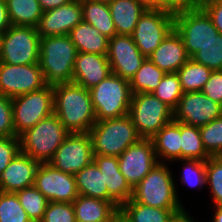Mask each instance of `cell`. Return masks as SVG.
<instances>
[{"mask_svg": "<svg viewBox=\"0 0 222 222\" xmlns=\"http://www.w3.org/2000/svg\"><path fill=\"white\" fill-rule=\"evenodd\" d=\"M169 222H195L194 218L187 213L185 208L177 212Z\"/></svg>", "mask_w": 222, "mask_h": 222, "instance_id": "50", "label": "cell"}, {"mask_svg": "<svg viewBox=\"0 0 222 222\" xmlns=\"http://www.w3.org/2000/svg\"><path fill=\"white\" fill-rule=\"evenodd\" d=\"M93 162L104 175L108 195L120 207L132 198L133 188L120 172L118 157L94 154Z\"/></svg>", "mask_w": 222, "mask_h": 222, "instance_id": "22", "label": "cell"}, {"mask_svg": "<svg viewBox=\"0 0 222 222\" xmlns=\"http://www.w3.org/2000/svg\"><path fill=\"white\" fill-rule=\"evenodd\" d=\"M0 222H32L16 193L0 191Z\"/></svg>", "mask_w": 222, "mask_h": 222, "instance_id": "37", "label": "cell"}, {"mask_svg": "<svg viewBox=\"0 0 222 222\" xmlns=\"http://www.w3.org/2000/svg\"><path fill=\"white\" fill-rule=\"evenodd\" d=\"M173 28V13L147 8L140 16L131 36L142 55L148 58Z\"/></svg>", "mask_w": 222, "mask_h": 222, "instance_id": "11", "label": "cell"}, {"mask_svg": "<svg viewBox=\"0 0 222 222\" xmlns=\"http://www.w3.org/2000/svg\"><path fill=\"white\" fill-rule=\"evenodd\" d=\"M76 222H111L119 209L110 201L79 195L72 202Z\"/></svg>", "mask_w": 222, "mask_h": 222, "instance_id": "24", "label": "cell"}, {"mask_svg": "<svg viewBox=\"0 0 222 222\" xmlns=\"http://www.w3.org/2000/svg\"><path fill=\"white\" fill-rule=\"evenodd\" d=\"M165 74L149 58H145L141 67L129 81L132 94L152 93Z\"/></svg>", "mask_w": 222, "mask_h": 222, "instance_id": "31", "label": "cell"}, {"mask_svg": "<svg viewBox=\"0 0 222 222\" xmlns=\"http://www.w3.org/2000/svg\"><path fill=\"white\" fill-rule=\"evenodd\" d=\"M191 59L212 71L222 70V34L219 33L202 46Z\"/></svg>", "mask_w": 222, "mask_h": 222, "instance_id": "36", "label": "cell"}, {"mask_svg": "<svg viewBox=\"0 0 222 222\" xmlns=\"http://www.w3.org/2000/svg\"><path fill=\"white\" fill-rule=\"evenodd\" d=\"M83 21V8L80 0L43 12L36 27L41 38L69 35L70 31Z\"/></svg>", "mask_w": 222, "mask_h": 222, "instance_id": "18", "label": "cell"}, {"mask_svg": "<svg viewBox=\"0 0 222 222\" xmlns=\"http://www.w3.org/2000/svg\"><path fill=\"white\" fill-rule=\"evenodd\" d=\"M172 173L167 164L158 163L133 188L132 199L143 205L160 209H183Z\"/></svg>", "mask_w": 222, "mask_h": 222, "instance_id": "4", "label": "cell"}, {"mask_svg": "<svg viewBox=\"0 0 222 222\" xmlns=\"http://www.w3.org/2000/svg\"><path fill=\"white\" fill-rule=\"evenodd\" d=\"M75 179L79 195L110 201L120 209V206L108 195L104 175L93 161L77 172Z\"/></svg>", "mask_w": 222, "mask_h": 222, "instance_id": "26", "label": "cell"}, {"mask_svg": "<svg viewBox=\"0 0 222 222\" xmlns=\"http://www.w3.org/2000/svg\"><path fill=\"white\" fill-rule=\"evenodd\" d=\"M129 115L141 138L151 139L174 120V111L152 93L132 94Z\"/></svg>", "mask_w": 222, "mask_h": 222, "instance_id": "8", "label": "cell"}, {"mask_svg": "<svg viewBox=\"0 0 222 222\" xmlns=\"http://www.w3.org/2000/svg\"><path fill=\"white\" fill-rule=\"evenodd\" d=\"M87 1H94V2H100V3H110L113 0H87Z\"/></svg>", "mask_w": 222, "mask_h": 222, "instance_id": "53", "label": "cell"}, {"mask_svg": "<svg viewBox=\"0 0 222 222\" xmlns=\"http://www.w3.org/2000/svg\"><path fill=\"white\" fill-rule=\"evenodd\" d=\"M54 113L70 133L89 132L96 123L90 90L76 83L53 85Z\"/></svg>", "mask_w": 222, "mask_h": 222, "instance_id": "1", "label": "cell"}, {"mask_svg": "<svg viewBox=\"0 0 222 222\" xmlns=\"http://www.w3.org/2000/svg\"><path fill=\"white\" fill-rule=\"evenodd\" d=\"M151 140L159 163H164V160L175 162L181 159V122L172 120L163 126Z\"/></svg>", "mask_w": 222, "mask_h": 222, "instance_id": "25", "label": "cell"}, {"mask_svg": "<svg viewBox=\"0 0 222 222\" xmlns=\"http://www.w3.org/2000/svg\"><path fill=\"white\" fill-rule=\"evenodd\" d=\"M77 52L106 55L109 38L84 21L78 23L69 33Z\"/></svg>", "mask_w": 222, "mask_h": 222, "instance_id": "27", "label": "cell"}, {"mask_svg": "<svg viewBox=\"0 0 222 222\" xmlns=\"http://www.w3.org/2000/svg\"><path fill=\"white\" fill-rule=\"evenodd\" d=\"M179 161H182L184 168L180 177L182 183L199 189L206 185V161L190 159H179Z\"/></svg>", "mask_w": 222, "mask_h": 222, "instance_id": "40", "label": "cell"}, {"mask_svg": "<svg viewBox=\"0 0 222 222\" xmlns=\"http://www.w3.org/2000/svg\"><path fill=\"white\" fill-rule=\"evenodd\" d=\"M46 85L39 63L10 65L0 62V94L12 99Z\"/></svg>", "mask_w": 222, "mask_h": 222, "instance_id": "13", "label": "cell"}, {"mask_svg": "<svg viewBox=\"0 0 222 222\" xmlns=\"http://www.w3.org/2000/svg\"><path fill=\"white\" fill-rule=\"evenodd\" d=\"M69 134L53 113L19 136L20 152L41 163H48Z\"/></svg>", "mask_w": 222, "mask_h": 222, "instance_id": "5", "label": "cell"}, {"mask_svg": "<svg viewBox=\"0 0 222 222\" xmlns=\"http://www.w3.org/2000/svg\"><path fill=\"white\" fill-rule=\"evenodd\" d=\"M19 152L18 136L0 137V175Z\"/></svg>", "mask_w": 222, "mask_h": 222, "instance_id": "43", "label": "cell"}, {"mask_svg": "<svg viewBox=\"0 0 222 222\" xmlns=\"http://www.w3.org/2000/svg\"><path fill=\"white\" fill-rule=\"evenodd\" d=\"M219 33L222 34V0H213L202 6Z\"/></svg>", "mask_w": 222, "mask_h": 222, "instance_id": "45", "label": "cell"}, {"mask_svg": "<svg viewBox=\"0 0 222 222\" xmlns=\"http://www.w3.org/2000/svg\"><path fill=\"white\" fill-rule=\"evenodd\" d=\"M112 74L106 55L77 52L72 82L91 89Z\"/></svg>", "mask_w": 222, "mask_h": 222, "instance_id": "20", "label": "cell"}, {"mask_svg": "<svg viewBox=\"0 0 222 222\" xmlns=\"http://www.w3.org/2000/svg\"><path fill=\"white\" fill-rule=\"evenodd\" d=\"M182 209H160L135 202L132 198L119 211L129 222H169Z\"/></svg>", "mask_w": 222, "mask_h": 222, "instance_id": "28", "label": "cell"}, {"mask_svg": "<svg viewBox=\"0 0 222 222\" xmlns=\"http://www.w3.org/2000/svg\"><path fill=\"white\" fill-rule=\"evenodd\" d=\"M215 215L212 218V222H222V206H215Z\"/></svg>", "mask_w": 222, "mask_h": 222, "instance_id": "51", "label": "cell"}, {"mask_svg": "<svg viewBox=\"0 0 222 222\" xmlns=\"http://www.w3.org/2000/svg\"><path fill=\"white\" fill-rule=\"evenodd\" d=\"M148 58L165 73H177L190 59L182 38L174 28Z\"/></svg>", "mask_w": 222, "mask_h": 222, "instance_id": "21", "label": "cell"}, {"mask_svg": "<svg viewBox=\"0 0 222 222\" xmlns=\"http://www.w3.org/2000/svg\"><path fill=\"white\" fill-rule=\"evenodd\" d=\"M83 8V21L97 28L101 34L111 38L116 35L114 22L108 3L80 0Z\"/></svg>", "mask_w": 222, "mask_h": 222, "instance_id": "30", "label": "cell"}, {"mask_svg": "<svg viewBox=\"0 0 222 222\" xmlns=\"http://www.w3.org/2000/svg\"><path fill=\"white\" fill-rule=\"evenodd\" d=\"M42 10L47 11L73 2L74 0H38Z\"/></svg>", "mask_w": 222, "mask_h": 222, "instance_id": "48", "label": "cell"}, {"mask_svg": "<svg viewBox=\"0 0 222 222\" xmlns=\"http://www.w3.org/2000/svg\"><path fill=\"white\" fill-rule=\"evenodd\" d=\"M212 70L206 66L194 62L191 58L177 71L180 78L182 91H202L209 80Z\"/></svg>", "mask_w": 222, "mask_h": 222, "instance_id": "32", "label": "cell"}, {"mask_svg": "<svg viewBox=\"0 0 222 222\" xmlns=\"http://www.w3.org/2000/svg\"><path fill=\"white\" fill-rule=\"evenodd\" d=\"M15 193L30 220L40 222L49 202L46 197L35 186L24 188Z\"/></svg>", "mask_w": 222, "mask_h": 222, "instance_id": "34", "label": "cell"}, {"mask_svg": "<svg viewBox=\"0 0 222 222\" xmlns=\"http://www.w3.org/2000/svg\"><path fill=\"white\" fill-rule=\"evenodd\" d=\"M210 1H213V0H200V8H202V6L204 4H206L207 2H210Z\"/></svg>", "mask_w": 222, "mask_h": 222, "instance_id": "54", "label": "cell"}, {"mask_svg": "<svg viewBox=\"0 0 222 222\" xmlns=\"http://www.w3.org/2000/svg\"><path fill=\"white\" fill-rule=\"evenodd\" d=\"M183 93L177 73H166L158 87L152 92L155 97L166 103L173 110L177 107Z\"/></svg>", "mask_w": 222, "mask_h": 222, "instance_id": "35", "label": "cell"}, {"mask_svg": "<svg viewBox=\"0 0 222 222\" xmlns=\"http://www.w3.org/2000/svg\"><path fill=\"white\" fill-rule=\"evenodd\" d=\"M174 111V120L201 127L222 115V106L201 91L185 92Z\"/></svg>", "mask_w": 222, "mask_h": 222, "instance_id": "16", "label": "cell"}, {"mask_svg": "<svg viewBox=\"0 0 222 222\" xmlns=\"http://www.w3.org/2000/svg\"><path fill=\"white\" fill-rule=\"evenodd\" d=\"M6 1H0V36L11 26Z\"/></svg>", "mask_w": 222, "mask_h": 222, "instance_id": "47", "label": "cell"}, {"mask_svg": "<svg viewBox=\"0 0 222 222\" xmlns=\"http://www.w3.org/2000/svg\"><path fill=\"white\" fill-rule=\"evenodd\" d=\"M6 5L14 26L37 27L44 12L38 0H6Z\"/></svg>", "mask_w": 222, "mask_h": 222, "instance_id": "29", "label": "cell"}, {"mask_svg": "<svg viewBox=\"0 0 222 222\" xmlns=\"http://www.w3.org/2000/svg\"><path fill=\"white\" fill-rule=\"evenodd\" d=\"M89 134L93 143V153L119 157L129 146L141 137L130 115L96 121Z\"/></svg>", "mask_w": 222, "mask_h": 222, "instance_id": "3", "label": "cell"}, {"mask_svg": "<svg viewBox=\"0 0 222 222\" xmlns=\"http://www.w3.org/2000/svg\"><path fill=\"white\" fill-rule=\"evenodd\" d=\"M206 185L210 187L213 204L222 206V156L206 160Z\"/></svg>", "mask_w": 222, "mask_h": 222, "instance_id": "39", "label": "cell"}, {"mask_svg": "<svg viewBox=\"0 0 222 222\" xmlns=\"http://www.w3.org/2000/svg\"><path fill=\"white\" fill-rule=\"evenodd\" d=\"M40 222H76L72 203L48 202Z\"/></svg>", "mask_w": 222, "mask_h": 222, "instance_id": "41", "label": "cell"}, {"mask_svg": "<svg viewBox=\"0 0 222 222\" xmlns=\"http://www.w3.org/2000/svg\"><path fill=\"white\" fill-rule=\"evenodd\" d=\"M106 56L112 73L129 81L145 60L131 35L116 34L109 38Z\"/></svg>", "mask_w": 222, "mask_h": 222, "instance_id": "17", "label": "cell"}, {"mask_svg": "<svg viewBox=\"0 0 222 222\" xmlns=\"http://www.w3.org/2000/svg\"><path fill=\"white\" fill-rule=\"evenodd\" d=\"M117 35H132L147 7L141 0H113L108 3Z\"/></svg>", "mask_w": 222, "mask_h": 222, "instance_id": "23", "label": "cell"}, {"mask_svg": "<svg viewBox=\"0 0 222 222\" xmlns=\"http://www.w3.org/2000/svg\"><path fill=\"white\" fill-rule=\"evenodd\" d=\"M118 162L120 172L132 188L159 163L152 140L144 138L129 146Z\"/></svg>", "mask_w": 222, "mask_h": 222, "instance_id": "14", "label": "cell"}, {"mask_svg": "<svg viewBox=\"0 0 222 222\" xmlns=\"http://www.w3.org/2000/svg\"><path fill=\"white\" fill-rule=\"evenodd\" d=\"M201 92L222 106V70L212 71Z\"/></svg>", "mask_w": 222, "mask_h": 222, "instance_id": "44", "label": "cell"}, {"mask_svg": "<svg viewBox=\"0 0 222 222\" xmlns=\"http://www.w3.org/2000/svg\"><path fill=\"white\" fill-rule=\"evenodd\" d=\"M15 136L11 98L0 94V137Z\"/></svg>", "mask_w": 222, "mask_h": 222, "instance_id": "42", "label": "cell"}, {"mask_svg": "<svg viewBox=\"0 0 222 222\" xmlns=\"http://www.w3.org/2000/svg\"><path fill=\"white\" fill-rule=\"evenodd\" d=\"M93 158V143L89 132L70 133L48 163L55 169L75 175L89 165Z\"/></svg>", "mask_w": 222, "mask_h": 222, "instance_id": "12", "label": "cell"}, {"mask_svg": "<svg viewBox=\"0 0 222 222\" xmlns=\"http://www.w3.org/2000/svg\"><path fill=\"white\" fill-rule=\"evenodd\" d=\"M174 29L182 38L189 58L219 34L203 8L175 13Z\"/></svg>", "mask_w": 222, "mask_h": 222, "instance_id": "10", "label": "cell"}, {"mask_svg": "<svg viewBox=\"0 0 222 222\" xmlns=\"http://www.w3.org/2000/svg\"><path fill=\"white\" fill-rule=\"evenodd\" d=\"M34 186L49 202L72 203L78 196L75 175L55 169L49 163H41Z\"/></svg>", "mask_w": 222, "mask_h": 222, "instance_id": "15", "label": "cell"}, {"mask_svg": "<svg viewBox=\"0 0 222 222\" xmlns=\"http://www.w3.org/2000/svg\"><path fill=\"white\" fill-rule=\"evenodd\" d=\"M111 222H129L119 211L111 220Z\"/></svg>", "mask_w": 222, "mask_h": 222, "instance_id": "52", "label": "cell"}, {"mask_svg": "<svg viewBox=\"0 0 222 222\" xmlns=\"http://www.w3.org/2000/svg\"><path fill=\"white\" fill-rule=\"evenodd\" d=\"M89 90L97 121L129 114L132 98L129 80L112 73Z\"/></svg>", "mask_w": 222, "mask_h": 222, "instance_id": "6", "label": "cell"}, {"mask_svg": "<svg viewBox=\"0 0 222 222\" xmlns=\"http://www.w3.org/2000/svg\"><path fill=\"white\" fill-rule=\"evenodd\" d=\"M199 129L207 153L210 156H222V115Z\"/></svg>", "mask_w": 222, "mask_h": 222, "instance_id": "38", "label": "cell"}, {"mask_svg": "<svg viewBox=\"0 0 222 222\" xmlns=\"http://www.w3.org/2000/svg\"><path fill=\"white\" fill-rule=\"evenodd\" d=\"M41 162L19 152L0 175V191L17 192L34 186Z\"/></svg>", "mask_w": 222, "mask_h": 222, "instance_id": "19", "label": "cell"}, {"mask_svg": "<svg viewBox=\"0 0 222 222\" xmlns=\"http://www.w3.org/2000/svg\"><path fill=\"white\" fill-rule=\"evenodd\" d=\"M40 39L36 27L11 25L0 36V62L10 65L39 63Z\"/></svg>", "mask_w": 222, "mask_h": 222, "instance_id": "7", "label": "cell"}, {"mask_svg": "<svg viewBox=\"0 0 222 222\" xmlns=\"http://www.w3.org/2000/svg\"><path fill=\"white\" fill-rule=\"evenodd\" d=\"M194 9H200V0H167V11L173 14Z\"/></svg>", "mask_w": 222, "mask_h": 222, "instance_id": "46", "label": "cell"}, {"mask_svg": "<svg viewBox=\"0 0 222 222\" xmlns=\"http://www.w3.org/2000/svg\"><path fill=\"white\" fill-rule=\"evenodd\" d=\"M15 136H20L40 120L54 113L52 85L11 99Z\"/></svg>", "mask_w": 222, "mask_h": 222, "instance_id": "9", "label": "cell"}, {"mask_svg": "<svg viewBox=\"0 0 222 222\" xmlns=\"http://www.w3.org/2000/svg\"><path fill=\"white\" fill-rule=\"evenodd\" d=\"M210 157L203 146L199 127L181 123V159L206 161Z\"/></svg>", "mask_w": 222, "mask_h": 222, "instance_id": "33", "label": "cell"}, {"mask_svg": "<svg viewBox=\"0 0 222 222\" xmlns=\"http://www.w3.org/2000/svg\"><path fill=\"white\" fill-rule=\"evenodd\" d=\"M77 49L69 35H58L40 39L39 64L48 85L70 83Z\"/></svg>", "mask_w": 222, "mask_h": 222, "instance_id": "2", "label": "cell"}, {"mask_svg": "<svg viewBox=\"0 0 222 222\" xmlns=\"http://www.w3.org/2000/svg\"><path fill=\"white\" fill-rule=\"evenodd\" d=\"M147 8L167 11V0H141Z\"/></svg>", "mask_w": 222, "mask_h": 222, "instance_id": "49", "label": "cell"}]
</instances>
